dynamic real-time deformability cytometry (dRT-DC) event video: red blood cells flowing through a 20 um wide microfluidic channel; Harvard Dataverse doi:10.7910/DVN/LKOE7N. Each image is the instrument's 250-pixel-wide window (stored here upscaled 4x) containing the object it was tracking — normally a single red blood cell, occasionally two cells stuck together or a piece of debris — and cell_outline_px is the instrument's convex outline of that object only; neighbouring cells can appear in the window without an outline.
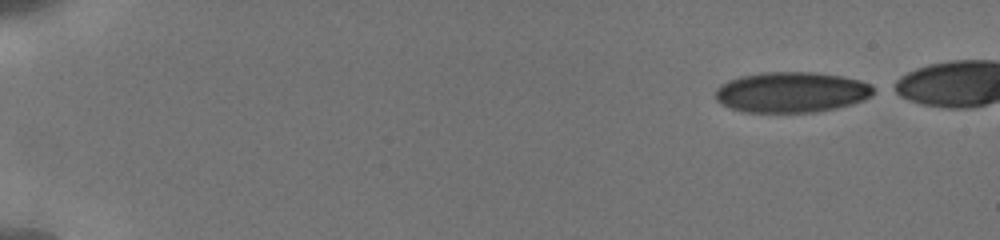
{"species": "human", "species_latin": "Homo sapiens", "temperature_condition": "cold", "stored_images_in_passage": 26, "camera_frame_rate_fps": 3000, "um_per_image_px": 0.085, "donor": {"sex": "male"}, "frame": {"image": 1, "passage_image": 1, "time_ms": 0.0, "image_size_px": [1000, 240], "cell_outline_px": [[880, 92], [864, 100], [836, 108], [816, 112], [744, 112], [720, 104], [716, 100], [716, 88], [720, 84], [728, 80], [740, 76], [764, 72], [812, 72], [840, 76], [860, 80], [872, 84]], "centroid_in_image_um": [67.32, 7.83], "position_along_channel_um": 17.7, "area_um2": 37.74}}